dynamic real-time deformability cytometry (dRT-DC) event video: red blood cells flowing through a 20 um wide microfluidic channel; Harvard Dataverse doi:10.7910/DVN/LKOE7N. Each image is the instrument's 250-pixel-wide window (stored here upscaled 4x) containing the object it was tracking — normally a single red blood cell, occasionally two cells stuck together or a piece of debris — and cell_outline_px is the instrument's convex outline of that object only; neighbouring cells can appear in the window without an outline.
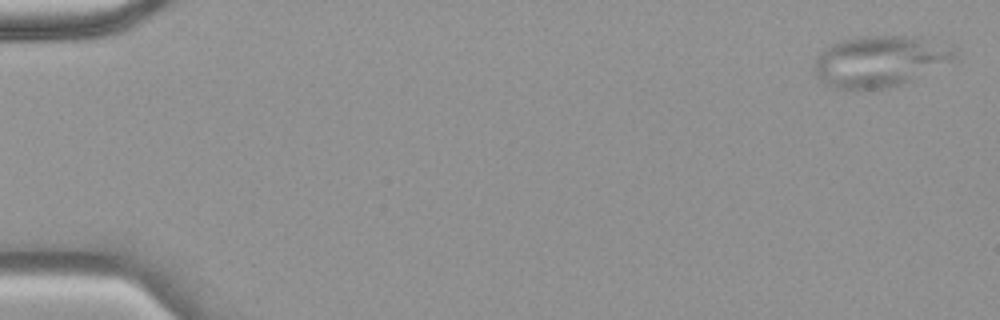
{"species": "common noctule bat (a hibernating species)", "species_latin": "Nyctalus noctula", "temperature_condition": "warm", "stored_images_in_passage": 7, "camera_frame_rate_fps": 3000, "um_per_image_px": 0.085, "animal": {"sex": "female", "body_mass_g": 18.4}, "frame": {"image": 1, "passage_image": 1, "time_ms": 0.0, "image_size_px": [1000, 320], "cell_outline_px": [[956, 56], [912, 80], [900, 84], [884, 88], [832, 88], [820, 80], [816, 76], [812, 68], [816, 56], [824, 48], [840, 40], [860, 36], [920, 36], [952, 44], [956, 48]], "centroid_in_image_um": [74.76, 5.16], "position_along_channel_um": 10.2, "area_um2": 41.79}}